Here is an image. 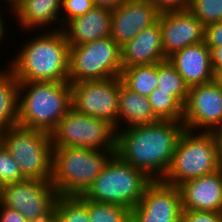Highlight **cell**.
I'll return each instance as SVG.
<instances>
[{
    "label": "cell",
    "mask_w": 222,
    "mask_h": 222,
    "mask_svg": "<svg viewBox=\"0 0 222 222\" xmlns=\"http://www.w3.org/2000/svg\"><path fill=\"white\" fill-rule=\"evenodd\" d=\"M185 126L183 122L159 120L117 131L116 154L152 180H162Z\"/></svg>",
    "instance_id": "1"
},
{
    "label": "cell",
    "mask_w": 222,
    "mask_h": 222,
    "mask_svg": "<svg viewBox=\"0 0 222 222\" xmlns=\"http://www.w3.org/2000/svg\"><path fill=\"white\" fill-rule=\"evenodd\" d=\"M39 32L20 45L5 64L7 69L19 82H69L70 46L65 34L62 30Z\"/></svg>",
    "instance_id": "2"
},
{
    "label": "cell",
    "mask_w": 222,
    "mask_h": 222,
    "mask_svg": "<svg viewBox=\"0 0 222 222\" xmlns=\"http://www.w3.org/2000/svg\"><path fill=\"white\" fill-rule=\"evenodd\" d=\"M71 108L69 82H19L18 125L51 133Z\"/></svg>",
    "instance_id": "3"
},
{
    "label": "cell",
    "mask_w": 222,
    "mask_h": 222,
    "mask_svg": "<svg viewBox=\"0 0 222 222\" xmlns=\"http://www.w3.org/2000/svg\"><path fill=\"white\" fill-rule=\"evenodd\" d=\"M222 167L217 132L185 129L173 154L170 168L162 181L171 186L213 173Z\"/></svg>",
    "instance_id": "4"
},
{
    "label": "cell",
    "mask_w": 222,
    "mask_h": 222,
    "mask_svg": "<svg viewBox=\"0 0 222 222\" xmlns=\"http://www.w3.org/2000/svg\"><path fill=\"white\" fill-rule=\"evenodd\" d=\"M116 150L53 148L52 179L58 196H80L92 185Z\"/></svg>",
    "instance_id": "5"
},
{
    "label": "cell",
    "mask_w": 222,
    "mask_h": 222,
    "mask_svg": "<svg viewBox=\"0 0 222 222\" xmlns=\"http://www.w3.org/2000/svg\"><path fill=\"white\" fill-rule=\"evenodd\" d=\"M152 181L143 171L127 164L115 153L82 196L94 202L116 204L132 210Z\"/></svg>",
    "instance_id": "6"
},
{
    "label": "cell",
    "mask_w": 222,
    "mask_h": 222,
    "mask_svg": "<svg viewBox=\"0 0 222 222\" xmlns=\"http://www.w3.org/2000/svg\"><path fill=\"white\" fill-rule=\"evenodd\" d=\"M0 140L26 179H52L53 148L50 133L17 124L0 133Z\"/></svg>",
    "instance_id": "7"
},
{
    "label": "cell",
    "mask_w": 222,
    "mask_h": 222,
    "mask_svg": "<svg viewBox=\"0 0 222 222\" xmlns=\"http://www.w3.org/2000/svg\"><path fill=\"white\" fill-rule=\"evenodd\" d=\"M52 148L83 147L91 150H116L115 127L96 117L71 108L50 133Z\"/></svg>",
    "instance_id": "8"
},
{
    "label": "cell",
    "mask_w": 222,
    "mask_h": 222,
    "mask_svg": "<svg viewBox=\"0 0 222 222\" xmlns=\"http://www.w3.org/2000/svg\"><path fill=\"white\" fill-rule=\"evenodd\" d=\"M121 71V47L111 37L70 47V84L113 78Z\"/></svg>",
    "instance_id": "9"
},
{
    "label": "cell",
    "mask_w": 222,
    "mask_h": 222,
    "mask_svg": "<svg viewBox=\"0 0 222 222\" xmlns=\"http://www.w3.org/2000/svg\"><path fill=\"white\" fill-rule=\"evenodd\" d=\"M120 76L71 84L72 108L84 115L106 120L118 131Z\"/></svg>",
    "instance_id": "10"
},
{
    "label": "cell",
    "mask_w": 222,
    "mask_h": 222,
    "mask_svg": "<svg viewBox=\"0 0 222 222\" xmlns=\"http://www.w3.org/2000/svg\"><path fill=\"white\" fill-rule=\"evenodd\" d=\"M182 122L188 130L218 132L222 128V87L214 80L189 87Z\"/></svg>",
    "instance_id": "11"
},
{
    "label": "cell",
    "mask_w": 222,
    "mask_h": 222,
    "mask_svg": "<svg viewBox=\"0 0 222 222\" xmlns=\"http://www.w3.org/2000/svg\"><path fill=\"white\" fill-rule=\"evenodd\" d=\"M57 197L51 180L25 179L3 185L0 191V203L18 210L28 222L45 213L56 202Z\"/></svg>",
    "instance_id": "12"
},
{
    "label": "cell",
    "mask_w": 222,
    "mask_h": 222,
    "mask_svg": "<svg viewBox=\"0 0 222 222\" xmlns=\"http://www.w3.org/2000/svg\"><path fill=\"white\" fill-rule=\"evenodd\" d=\"M182 211L178 186L153 180L131 210V222H180Z\"/></svg>",
    "instance_id": "13"
},
{
    "label": "cell",
    "mask_w": 222,
    "mask_h": 222,
    "mask_svg": "<svg viewBox=\"0 0 222 222\" xmlns=\"http://www.w3.org/2000/svg\"><path fill=\"white\" fill-rule=\"evenodd\" d=\"M165 58L204 42L205 26L188 9L161 12L158 19Z\"/></svg>",
    "instance_id": "14"
},
{
    "label": "cell",
    "mask_w": 222,
    "mask_h": 222,
    "mask_svg": "<svg viewBox=\"0 0 222 222\" xmlns=\"http://www.w3.org/2000/svg\"><path fill=\"white\" fill-rule=\"evenodd\" d=\"M160 13L151 0H125L112 11L110 37L122 47L140 31L154 25Z\"/></svg>",
    "instance_id": "15"
},
{
    "label": "cell",
    "mask_w": 222,
    "mask_h": 222,
    "mask_svg": "<svg viewBox=\"0 0 222 222\" xmlns=\"http://www.w3.org/2000/svg\"><path fill=\"white\" fill-rule=\"evenodd\" d=\"M183 210L222 212V167L178 186Z\"/></svg>",
    "instance_id": "16"
},
{
    "label": "cell",
    "mask_w": 222,
    "mask_h": 222,
    "mask_svg": "<svg viewBox=\"0 0 222 222\" xmlns=\"http://www.w3.org/2000/svg\"><path fill=\"white\" fill-rule=\"evenodd\" d=\"M167 60L189 87L214 80L211 53L205 42L187 46Z\"/></svg>",
    "instance_id": "17"
},
{
    "label": "cell",
    "mask_w": 222,
    "mask_h": 222,
    "mask_svg": "<svg viewBox=\"0 0 222 222\" xmlns=\"http://www.w3.org/2000/svg\"><path fill=\"white\" fill-rule=\"evenodd\" d=\"M166 60L158 21L121 47L122 68L157 64Z\"/></svg>",
    "instance_id": "18"
},
{
    "label": "cell",
    "mask_w": 222,
    "mask_h": 222,
    "mask_svg": "<svg viewBox=\"0 0 222 222\" xmlns=\"http://www.w3.org/2000/svg\"><path fill=\"white\" fill-rule=\"evenodd\" d=\"M60 11L61 0H18L12 6V13L9 12L10 15H15L20 29L37 32L40 28L43 31H47V29L49 31L62 30ZM52 24H58V27L50 26ZM50 27L52 28L50 29Z\"/></svg>",
    "instance_id": "19"
},
{
    "label": "cell",
    "mask_w": 222,
    "mask_h": 222,
    "mask_svg": "<svg viewBox=\"0 0 222 222\" xmlns=\"http://www.w3.org/2000/svg\"><path fill=\"white\" fill-rule=\"evenodd\" d=\"M112 11L93 7L82 16L69 20L63 27L70 47L111 36Z\"/></svg>",
    "instance_id": "20"
},
{
    "label": "cell",
    "mask_w": 222,
    "mask_h": 222,
    "mask_svg": "<svg viewBox=\"0 0 222 222\" xmlns=\"http://www.w3.org/2000/svg\"><path fill=\"white\" fill-rule=\"evenodd\" d=\"M118 102V130L130 126L151 124L159 121L151 108L148 97L142 96L127 89L122 84L121 78ZM123 124L124 127H122Z\"/></svg>",
    "instance_id": "21"
},
{
    "label": "cell",
    "mask_w": 222,
    "mask_h": 222,
    "mask_svg": "<svg viewBox=\"0 0 222 222\" xmlns=\"http://www.w3.org/2000/svg\"><path fill=\"white\" fill-rule=\"evenodd\" d=\"M19 81L6 68L0 75V133L18 124Z\"/></svg>",
    "instance_id": "22"
},
{
    "label": "cell",
    "mask_w": 222,
    "mask_h": 222,
    "mask_svg": "<svg viewBox=\"0 0 222 222\" xmlns=\"http://www.w3.org/2000/svg\"><path fill=\"white\" fill-rule=\"evenodd\" d=\"M120 78L127 89L148 97L158 87L157 64L122 68Z\"/></svg>",
    "instance_id": "23"
},
{
    "label": "cell",
    "mask_w": 222,
    "mask_h": 222,
    "mask_svg": "<svg viewBox=\"0 0 222 222\" xmlns=\"http://www.w3.org/2000/svg\"><path fill=\"white\" fill-rule=\"evenodd\" d=\"M158 91H165L174 95L185 105L189 86L183 77L176 71L175 67L168 61L157 63Z\"/></svg>",
    "instance_id": "24"
},
{
    "label": "cell",
    "mask_w": 222,
    "mask_h": 222,
    "mask_svg": "<svg viewBox=\"0 0 222 222\" xmlns=\"http://www.w3.org/2000/svg\"><path fill=\"white\" fill-rule=\"evenodd\" d=\"M149 103L159 120L182 122L184 105L172 94L156 88L149 96Z\"/></svg>",
    "instance_id": "25"
},
{
    "label": "cell",
    "mask_w": 222,
    "mask_h": 222,
    "mask_svg": "<svg viewBox=\"0 0 222 222\" xmlns=\"http://www.w3.org/2000/svg\"><path fill=\"white\" fill-rule=\"evenodd\" d=\"M56 213L59 222H90L87 199L80 196H58Z\"/></svg>",
    "instance_id": "26"
},
{
    "label": "cell",
    "mask_w": 222,
    "mask_h": 222,
    "mask_svg": "<svg viewBox=\"0 0 222 222\" xmlns=\"http://www.w3.org/2000/svg\"><path fill=\"white\" fill-rule=\"evenodd\" d=\"M87 207L90 222H131V210L129 208L88 199Z\"/></svg>",
    "instance_id": "27"
},
{
    "label": "cell",
    "mask_w": 222,
    "mask_h": 222,
    "mask_svg": "<svg viewBox=\"0 0 222 222\" xmlns=\"http://www.w3.org/2000/svg\"><path fill=\"white\" fill-rule=\"evenodd\" d=\"M187 9L204 26L222 21V0H190Z\"/></svg>",
    "instance_id": "28"
},
{
    "label": "cell",
    "mask_w": 222,
    "mask_h": 222,
    "mask_svg": "<svg viewBox=\"0 0 222 222\" xmlns=\"http://www.w3.org/2000/svg\"><path fill=\"white\" fill-rule=\"evenodd\" d=\"M26 178L3 144L0 145V182L3 185L20 182Z\"/></svg>",
    "instance_id": "29"
},
{
    "label": "cell",
    "mask_w": 222,
    "mask_h": 222,
    "mask_svg": "<svg viewBox=\"0 0 222 222\" xmlns=\"http://www.w3.org/2000/svg\"><path fill=\"white\" fill-rule=\"evenodd\" d=\"M93 7L92 0H61V26L63 27L69 20L82 16Z\"/></svg>",
    "instance_id": "30"
},
{
    "label": "cell",
    "mask_w": 222,
    "mask_h": 222,
    "mask_svg": "<svg viewBox=\"0 0 222 222\" xmlns=\"http://www.w3.org/2000/svg\"><path fill=\"white\" fill-rule=\"evenodd\" d=\"M180 222H222V212L183 210Z\"/></svg>",
    "instance_id": "31"
},
{
    "label": "cell",
    "mask_w": 222,
    "mask_h": 222,
    "mask_svg": "<svg viewBox=\"0 0 222 222\" xmlns=\"http://www.w3.org/2000/svg\"><path fill=\"white\" fill-rule=\"evenodd\" d=\"M204 42L210 50L214 47H222V21L205 26Z\"/></svg>",
    "instance_id": "32"
},
{
    "label": "cell",
    "mask_w": 222,
    "mask_h": 222,
    "mask_svg": "<svg viewBox=\"0 0 222 222\" xmlns=\"http://www.w3.org/2000/svg\"><path fill=\"white\" fill-rule=\"evenodd\" d=\"M160 12L185 10L190 0H151Z\"/></svg>",
    "instance_id": "33"
},
{
    "label": "cell",
    "mask_w": 222,
    "mask_h": 222,
    "mask_svg": "<svg viewBox=\"0 0 222 222\" xmlns=\"http://www.w3.org/2000/svg\"><path fill=\"white\" fill-rule=\"evenodd\" d=\"M0 222H28L18 210L3 206L0 203Z\"/></svg>",
    "instance_id": "34"
},
{
    "label": "cell",
    "mask_w": 222,
    "mask_h": 222,
    "mask_svg": "<svg viewBox=\"0 0 222 222\" xmlns=\"http://www.w3.org/2000/svg\"><path fill=\"white\" fill-rule=\"evenodd\" d=\"M30 222H59L56 213V202L45 212Z\"/></svg>",
    "instance_id": "35"
},
{
    "label": "cell",
    "mask_w": 222,
    "mask_h": 222,
    "mask_svg": "<svg viewBox=\"0 0 222 222\" xmlns=\"http://www.w3.org/2000/svg\"><path fill=\"white\" fill-rule=\"evenodd\" d=\"M211 53V63L213 73L217 70L222 69V47H214L210 50Z\"/></svg>",
    "instance_id": "36"
},
{
    "label": "cell",
    "mask_w": 222,
    "mask_h": 222,
    "mask_svg": "<svg viewBox=\"0 0 222 222\" xmlns=\"http://www.w3.org/2000/svg\"><path fill=\"white\" fill-rule=\"evenodd\" d=\"M95 7L105 8L107 10H115L125 0H92Z\"/></svg>",
    "instance_id": "37"
},
{
    "label": "cell",
    "mask_w": 222,
    "mask_h": 222,
    "mask_svg": "<svg viewBox=\"0 0 222 222\" xmlns=\"http://www.w3.org/2000/svg\"><path fill=\"white\" fill-rule=\"evenodd\" d=\"M1 10V9H0ZM3 14L0 12V44H1V41H2V39L4 38V36L6 35V34H8V33H6L7 32V27L8 26H6L5 24H6V22H5V19L4 18H2L3 16H2Z\"/></svg>",
    "instance_id": "38"
},
{
    "label": "cell",
    "mask_w": 222,
    "mask_h": 222,
    "mask_svg": "<svg viewBox=\"0 0 222 222\" xmlns=\"http://www.w3.org/2000/svg\"><path fill=\"white\" fill-rule=\"evenodd\" d=\"M214 81L220 86L222 87V69L217 70L214 73Z\"/></svg>",
    "instance_id": "39"
},
{
    "label": "cell",
    "mask_w": 222,
    "mask_h": 222,
    "mask_svg": "<svg viewBox=\"0 0 222 222\" xmlns=\"http://www.w3.org/2000/svg\"><path fill=\"white\" fill-rule=\"evenodd\" d=\"M220 143V156L222 160V128L217 132Z\"/></svg>",
    "instance_id": "40"
},
{
    "label": "cell",
    "mask_w": 222,
    "mask_h": 222,
    "mask_svg": "<svg viewBox=\"0 0 222 222\" xmlns=\"http://www.w3.org/2000/svg\"><path fill=\"white\" fill-rule=\"evenodd\" d=\"M7 4L9 3V7L8 9H10L12 11V6L18 1V0H4Z\"/></svg>",
    "instance_id": "41"
},
{
    "label": "cell",
    "mask_w": 222,
    "mask_h": 222,
    "mask_svg": "<svg viewBox=\"0 0 222 222\" xmlns=\"http://www.w3.org/2000/svg\"><path fill=\"white\" fill-rule=\"evenodd\" d=\"M3 69L4 70H2V68L0 69V75L5 71V67Z\"/></svg>",
    "instance_id": "42"
},
{
    "label": "cell",
    "mask_w": 222,
    "mask_h": 222,
    "mask_svg": "<svg viewBox=\"0 0 222 222\" xmlns=\"http://www.w3.org/2000/svg\"><path fill=\"white\" fill-rule=\"evenodd\" d=\"M2 144L1 140H0V145ZM1 188H2V184L0 182V191H1Z\"/></svg>",
    "instance_id": "43"
}]
</instances>
